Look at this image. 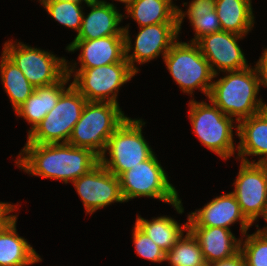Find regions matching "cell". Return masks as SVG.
I'll list each match as a JSON object with an SVG mask.
<instances>
[{
    "mask_svg": "<svg viewBox=\"0 0 267 266\" xmlns=\"http://www.w3.org/2000/svg\"><path fill=\"white\" fill-rule=\"evenodd\" d=\"M27 174L72 183L100 163V157L87 148L69 143H26L16 160Z\"/></svg>",
    "mask_w": 267,
    "mask_h": 266,
    "instance_id": "1",
    "label": "cell"
},
{
    "mask_svg": "<svg viewBox=\"0 0 267 266\" xmlns=\"http://www.w3.org/2000/svg\"><path fill=\"white\" fill-rule=\"evenodd\" d=\"M213 80L208 99L237 123L267 108V103L257 98L260 86L255 66L226 71L225 76Z\"/></svg>",
    "mask_w": 267,
    "mask_h": 266,
    "instance_id": "2",
    "label": "cell"
},
{
    "mask_svg": "<svg viewBox=\"0 0 267 266\" xmlns=\"http://www.w3.org/2000/svg\"><path fill=\"white\" fill-rule=\"evenodd\" d=\"M127 118L119 104L87 101L68 143L90 149L101 157L108 139Z\"/></svg>",
    "mask_w": 267,
    "mask_h": 266,
    "instance_id": "3",
    "label": "cell"
},
{
    "mask_svg": "<svg viewBox=\"0 0 267 266\" xmlns=\"http://www.w3.org/2000/svg\"><path fill=\"white\" fill-rule=\"evenodd\" d=\"M118 178L125 202L137 197H149L172 205L179 214L184 213L182 200L168 180L156 154L123 172Z\"/></svg>",
    "mask_w": 267,
    "mask_h": 266,
    "instance_id": "4",
    "label": "cell"
},
{
    "mask_svg": "<svg viewBox=\"0 0 267 266\" xmlns=\"http://www.w3.org/2000/svg\"><path fill=\"white\" fill-rule=\"evenodd\" d=\"M69 64L67 61V75L71 78L73 74L71 84L88 102L119 104L117 96L120 87L137 74L126 59L94 68L76 69V62Z\"/></svg>",
    "mask_w": 267,
    "mask_h": 266,
    "instance_id": "5",
    "label": "cell"
},
{
    "mask_svg": "<svg viewBox=\"0 0 267 266\" xmlns=\"http://www.w3.org/2000/svg\"><path fill=\"white\" fill-rule=\"evenodd\" d=\"M208 102L191 99L189 101V119L192 130L203 146L225 161L235 154L232 117L224 114L211 100Z\"/></svg>",
    "mask_w": 267,
    "mask_h": 266,
    "instance_id": "6",
    "label": "cell"
},
{
    "mask_svg": "<svg viewBox=\"0 0 267 266\" xmlns=\"http://www.w3.org/2000/svg\"><path fill=\"white\" fill-rule=\"evenodd\" d=\"M145 123L142 118L128 117L108 139L107 148L100 157V163L117 177L154 154L142 134ZM107 151L109 158L106 157Z\"/></svg>",
    "mask_w": 267,
    "mask_h": 266,
    "instance_id": "7",
    "label": "cell"
},
{
    "mask_svg": "<svg viewBox=\"0 0 267 266\" xmlns=\"http://www.w3.org/2000/svg\"><path fill=\"white\" fill-rule=\"evenodd\" d=\"M167 70L183 93L199 89L208 98L214 74L196 43L177 40L163 58Z\"/></svg>",
    "mask_w": 267,
    "mask_h": 266,
    "instance_id": "8",
    "label": "cell"
},
{
    "mask_svg": "<svg viewBox=\"0 0 267 266\" xmlns=\"http://www.w3.org/2000/svg\"><path fill=\"white\" fill-rule=\"evenodd\" d=\"M2 52L16 64L35 88L54 84L67 74L65 57H57L48 50L10 40L4 43Z\"/></svg>",
    "mask_w": 267,
    "mask_h": 266,
    "instance_id": "9",
    "label": "cell"
},
{
    "mask_svg": "<svg viewBox=\"0 0 267 266\" xmlns=\"http://www.w3.org/2000/svg\"><path fill=\"white\" fill-rule=\"evenodd\" d=\"M86 103L85 97L71 85L60 96L56 106L28 134L26 143H68Z\"/></svg>",
    "mask_w": 267,
    "mask_h": 266,
    "instance_id": "10",
    "label": "cell"
},
{
    "mask_svg": "<svg viewBox=\"0 0 267 266\" xmlns=\"http://www.w3.org/2000/svg\"><path fill=\"white\" fill-rule=\"evenodd\" d=\"M138 28L140 30L133 47L129 25L124 26L125 59L136 73L140 71L136 64H145L158 58L159 55L164 58L171 46L179 39L178 23H161ZM131 50H133L132 54H130Z\"/></svg>",
    "mask_w": 267,
    "mask_h": 266,
    "instance_id": "11",
    "label": "cell"
},
{
    "mask_svg": "<svg viewBox=\"0 0 267 266\" xmlns=\"http://www.w3.org/2000/svg\"><path fill=\"white\" fill-rule=\"evenodd\" d=\"M240 164L232 193L242 214L253 224L267 205V170L261 163L241 161Z\"/></svg>",
    "mask_w": 267,
    "mask_h": 266,
    "instance_id": "12",
    "label": "cell"
},
{
    "mask_svg": "<svg viewBox=\"0 0 267 266\" xmlns=\"http://www.w3.org/2000/svg\"><path fill=\"white\" fill-rule=\"evenodd\" d=\"M83 202L86 214L92 215L108 205L125 202L121 193L119 178L101 163L87 174L72 182Z\"/></svg>",
    "mask_w": 267,
    "mask_h": 266,
    "instance_id": "13",
    "label": "cell"
},
{
    "mask_svg": "<svg viewBox=\"0 0 267 266\" xmlns=\"http://www.w3.org/2000/svg\"><path fill=\"white\" fill-rule=\"evenodd\" d=\"M244 37L221 30L205 35L196 42L201 54L209 62L214 78L220 72L238 71L249 66L238 44V40H243Z\"/></svg>",
    "mask_w": 267,
    "mask_h": 266,
    "instance_id": "14",
    "label": "cell"
},
{
    "mask_svg": "<svg viewBox=\"0 0 267 266\" xmlns=\"http://www.w3.org/2000/svg\"><path fill=\"white\" fill-rule=\"evenodd\" d=\"M187 219L188 227H221L229 230L231 225L239 222L242 236L252 226L242 214L239 203L232 192L216 196L202 209L189 213Z\"/></svg>",
    "mask_w": 267,
    "mask_h": 266,
    "instance_id": "15",
    "label": "cell"
},
{
    "mask_svg": "<svg viewBox=\"0 0 267 266\" xmlns=\"http://www.w3.org/2000/svg\"><path fill=\"white\" fill-rule=\"evenodd\" d=\"M86 6L90 7L91 11L88 15L83 13L81 29L74 40H94L124 35V27L119 26L124 16L117 10L115 4L105 0H89Z\"/></svg>",
    "mask_w": 267,
    "mask_h": 266,
    "instance_id": "16",
    "label": "cell"
},
{
    "mask_svg": "<svg viewBox=\"0 0 267 266\" xmlns=\"http://www.w3.org/2000/svg\"><path fill=\"white\" fill-rule=\"evenodd\" d=\"M80 49L82 52L78 56L79 68H94L125 60L124 35H113L94 40H73L66 47L68 52Z\"/></svg>",
    "mask_w": 267,
    "mask_h": 266,
    "instance_id": "17",
    "label": "cell"
},
{
    "mask_svg": "<svg viewBox=\"0 0 267 266\" xmlns=\"http://www.w3.org/2000/svg\"><path fill=\"white\" fill-rule=\"evenodd\" d=\"M237 159L249 163H265L267 161V108L237 123ZM259 156L260 159L249 161L246 157ZM262 156V157H260Z\"/></svg>",
    "mask_w": 267,
    "mask_h": 266,
    "instance_id": "18",
    "label": "cell"
},
{
    "mask_svg": "<svg viewBox=\"0 0 267 266\" xmlns=\"http://www.w3.org/2000/svg\"><path fill=\"white\" fill-rule=\"evenodd\" d=\"M71 78L66 74L60 81L42 87H36L35 91L14 112L18 117L26 120L31 128L28 134L44 119L53 107L56 106L60 96L72 85L66 88Z\"/></svg>",
    "mask_w": 267,
    "mask_h": 266,
    "instance_id": "19",
    "label": "cell"
},
{
    "mask_svg": "<svg viewBox=\"0 0 267 266\" xmlns=\"http://www.w3.org/2000/svg\"><path fill=\"white\" fill-rule=\"evenodd\" d=\"M197 239L204 260L209 263L221 261L240 251L241 239H237L231 230L221 227H188Z\"/></svg>",
    "mask_w": 267,
    "mask_h": 266,
    "instance_id": "20",
    "label": "cell"
},
{
    "mask_svg": "<svg viewBox=\"0 0 267 266\" xmlns=\"http://www.w3.org/2000/svg\"><path fill=\"white\" fill-rule=\"evenodd\" d=\"M17 214L0 229V266H28L42 258L24 237L17 233Z\"/></svg>",
    "mask_w": 267,
    "mask_h": 266,
    "instance_id": "21",
    "label": "cell"
},
{
    "mask_svg": "<svg viewBox=\"0 0 267 266\" xmlns=\"http://www.w3.org/2000/svg\"><path fill=\"white\" fill-rule=\"evenodd\" d=\"M223 31L246 36L254 27L252 0H215Z\"/></svg>",
    "mask_w": 267,
    "mask_h": 266,
    "instance_id": "22",
    "label": "cell"
},
{
    "mask_svg": "<svg viewBox=\"0 0 267 266\" xmlns=\"http://www.w3.org/2000/svg\"><path fill=\"white\" fill-rule=\"evenodd\" d=\"M186 10L177 7L178 32L180 33L181 24L187 15L195 31V37L189 42L196 43L203 36L222 30L215 10V0H191Z\"/></svg>",
    "mask_w": 267,
    "mask_h": 266,
    "instance_id": "23",
    "label": "cell"
},
{
    "mask_svg": "<svg viewBox=\"0 0 267 266\" xmlns=\"http://www.w3.org/2000/svg\"><path fill=\"white\" fill-rule=\"evenodd\" d=\"M177 7L173 0H131L125 7L128 16L124 18L131 17L139 27L178 23Z\"/></svg>",
    "mask_w": 267,
    "mask_h": 266,
    "instance_id": "24",
    "label": "cell"
},
{
    "mask_svg": "<svg viewBox=\"0 0 267 266\" xmlns=\"http://www.w3.org/2000/svg\"><path fill=\"white\" fill-rule=\"evenodd\" d=\"M135 225L149 236L162 250L168 252L188 230V219L180 225L174 218L160 216L148 220L137 215Z\"/></svg>",
    "mask_w": 267,
    "mask_h": 266,
    "instance_id": "25",
    "label": "cell"
},
{
    "mask_svg": "<svg viewBox=\"0 0 267 266\" xmlns=\"http://www.w3.org/2000/svg\"><path fill=\"white\" fill-rule=\"evenodd\" d=\"M0 78L14 111L35 91L22 71L3 52L0 61Z\"/></svg>",
    "mask_w": 267,
    "mask_h": 266,
    "instance_id": "26",
    "label": "cell"
},
{
    "mask_svg": "<svg viewBox=\"0 0 267 266\" xmlns=\"http://www.w3.org/2000/svg\"><path fill=\"white\" fill-rule=\"evenodd\" d=\"M183 236L166 252L165 261H168L170 266H196L203 262L204 258L197 239L189 230Z\"/></svg>",
    "mask_w": 267,
    "mask_h": 266,
    "instance_id": "27",
    "label": "cell"
},
{
    "mask_svg": "<svg viewBox=\"0 0 267 266\" xmlns=\"http://www.w3.org/2000/svg\"><path fill=\"white\" fill-rule=\"evenodd\" d=\"M83 2L44 1L42 6L46 12L61 25L74 29L78 34L83 18Z\"/></svg>",
    "mask_w": 267,
    "mask_h": 266,
    "instance_id": "28",
    "label": "cell"
},
{
    "mask_svg": "<svg viewBox=\"0 0 267 266\" xmlns=\"http://www.w3.org/2000/svg\"><path fill=\"white\" fill-rule=\"evenodd\" d=\"M242 237L240 251L244 256L245 266H267V236L256 231L253 234L246 232Z\"/></svg>",
    "mask_w": 267,
    "mask_h": 266,
    "instance_id": "29",
    "label": "cell"
},
{
    "mask_svg": "<svg viewBox=\"0 0 267 266\" xmlns=\"http://www.w3.org/2000/svg\"><path fill=\"white\" fill-rule=\"evenodd\" d=\"M132 239L136 254L151 262H165L166 252L162 250L152 239L141 231L136 225L133 226Z\"/></svg>",
    "mask_w": 267,
    "mask_h": 266,
    "instance_id": "30",
    "label": "cell"
},
{
    "mask_svg": "<svg viewBox=\"0 0 267 266\" xmlns=\"http://www.w3.org/2000/svg\"><path fill=\"white\" fill-rule=\"evenodd\" d=\"M211 266H245V259L241 251L230 258L211 263Z\"/></svg>",
    "mask_w": 267,
    "mask_h": 266,
    "instance_id": "31",
    "label": "cell"
},
{
    "mask_svg": "<svg viewBox=\"0 0 267 266\" xmlns=\"http://www.w3.org/2000/svg\"><path fill=\"white\" fill-rule=\"evenodd\" d=\"M16 206L18 205H13L8 202H0V223H7L14 216L12 212L17 209Z\"/></svg>",
    "mask_w": 267,
    "mask_h": 266,
    "instance_id": "32",
    "label": "cell"
},
{
    "mask_svg": "<svg viewBox=\"0 0 267 266\" xmlns=\"http://www.w3.org/2000/svg\"><path fill=\"white\" fill-rule=\"evenodd\" d=\"M256 70H267V48L263 50L262 55L259 57V60L255 65Z\"/></svg>",
    "mask_w": 267,
    "mask_h": 266,
    "instance_id": "33",
    "label": "cell"
},
{
    "mask_svg": "<svg viewBox=\"0 0 267 266\" xmlns=\"http://www.w3.org/2000/svg\"><path fill=\"white\" fill-rule=\"evenodd\" d=\"M259 78V86L267 87V70H256Z\"/></svg>",
    "mask_w": 267,
    "mask_h": 266,
    "instance_id": "34",
    "label": "cell"
},
{
    "mask_svg": "<svg viewBox=\"0 0 267 266\" xmlns=\"http://www.w3.org/2000/svg\"><path fill=\"white\" fill-rule=\"evenodd\" d=\"M261 217H263L264 221H266V223H267V205H266V207L264 209V212H263ZM257 232L267 236V226L262 227V229L258 228Z\"/></svg>",
    "mask_w": 267,
    "mask_h": 266,
    "instance_id": "35",
    "label": "cell"
},
{
    "mask_svg": "<svg viewBox=\"0 0 267 266\" xmlns=\"http://www.w3.org/2000/svg\"><path fill=\"white\" fill-rule=\"evenodd\" d=\"M46 1H73V2H84L86 4L89 0H46Z\"/></svg>",
    "mask_w": 267,
    "mask_h": 266,
    "instance_id": "36",
    "label": "cell"
},
{
    "mask_svg": "<svg viewBox=\"0 0 267 266\" xmlns=\"http://www.w3.org/2000/svg\"><path fill=\"white\" fill-rule=\"evenodd\" d=\"M196 266H211V263L207 262L206 260H204L203 262L199 263Z\"/></svg>",
    "mask_w": 267,
    "mask_h": 266,
    "instance_id": "37",
    "label": "cell"
},
{
    "mask_svg": "<svg viewBox=\"0 0 267 266\" xmlns=\"http://www.w3.org/2000/svg\"><path fill=\"white\" fill-rule=\"evenodd\" d=\"M115 1L124 3L126 7L131 0H115Z\"/></svg>",
    "mask_w": 267,
    "mask_h": 266,
    "instance_id": "38",
    "label": "cell"
},
{
    "mask_svg": "<svg viewBox=\"0 0 267 266\" xmlns=\"http://www.w3.org/2000/svg\"><path fill=\"white\" fill-rule=\"evenodd\" d=\"M6 223H0V229L5 225Z\"/></svg>",
    "mask_w": 267,
    "mask_h": 266,
    "instance_id": "39",
    "label": "cell"
},
{
    "mask_svg": "<svg viewBox=\"0 0 267 266\" xmlns=\"http://www.w3.org/2000/svg\"><path fill=\"white\" fill-rule=\"evenodd\" d=\"M39 1V3L40 4H42L44 1H46V0H38Z\"/></svg>",
    "mask_w": 267,
    "mask_h": 266,
    "instance_id": "40",
    "label": "cell"
},
{
    "mask_svg": "<svg viewBox=\"0 0 267 266\" xmlns=\"http://www.w3.org/2000/svg\"><path fill=\"white\" fill-rule=\"evenodd\" d=\"M263 164H264V166L266 167V170H267V161L265 163H263Z\"/></svg>",
    "mask_w": 267,
    "mask_h": 266,
    "instance_id": "41",
    "label": "cell"
}]
</instances>
